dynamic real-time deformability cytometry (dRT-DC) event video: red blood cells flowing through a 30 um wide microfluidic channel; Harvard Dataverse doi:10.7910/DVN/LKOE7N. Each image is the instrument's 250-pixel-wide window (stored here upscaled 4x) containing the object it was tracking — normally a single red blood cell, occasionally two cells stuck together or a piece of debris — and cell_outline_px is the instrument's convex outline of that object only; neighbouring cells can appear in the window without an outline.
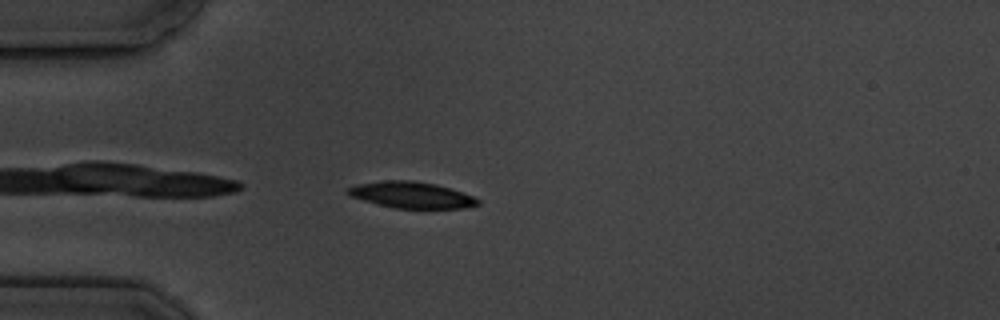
{"species": "common noctule bat (a hibernating species)", "species_latin": "Nyctalus noctula", "temperature_condition": "cold", "stored_images_in_passage": 10, "camera_frame_rate_fps": 3000, "um_per_image_px": 0.085, "animal": {"sex": "male", "body_mass_g": 19.5, "forearm_length_mm": 54.6}, "frame": {"image": 1, "passage_image": 4, "time_ms": 3.667, "image_size_px": [1000, 320], "cell_outline_px": [[480, 204], [464, 208], [396, 208], [364, 200], [352, 196], [344, 192], [348, 188], [356, 184], [384, 180], [412, 180], [436, 184], [472, 196], [480, 200]], "centroid_in_image_um": [34.96, 16.56], "position_along_channel_um": 50.0, "area_um2": 19.65}}
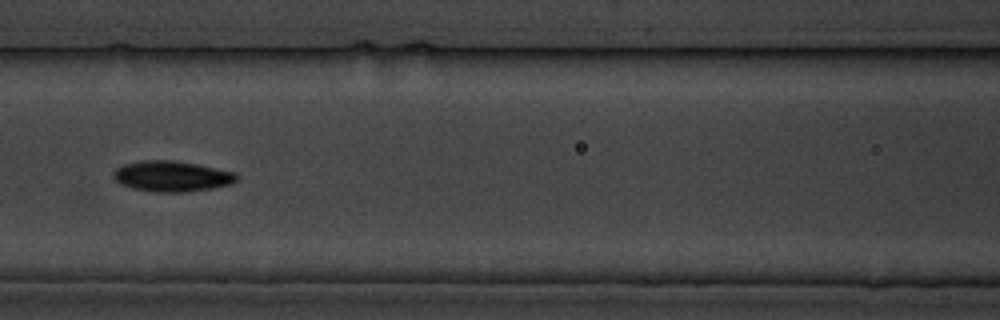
{"frame": {"image": 2, "passage_image": 7, "time_ms": 7.0, "image_size_px": [1000, 320], "cell_outline_px": [[236, 180], [232, 184], [212, 188], [184, 192], [152, 192], [132, 188], [120, 184], [112, 176], [112, 172], [116, 168], [124, 164], [144, 160], [172, 160], [196, 164], [236, 172]], "centroid_in_image_um": [14.57, 14.98], "position_along_channel_um": 152.0, "area_um2": 22.02}}
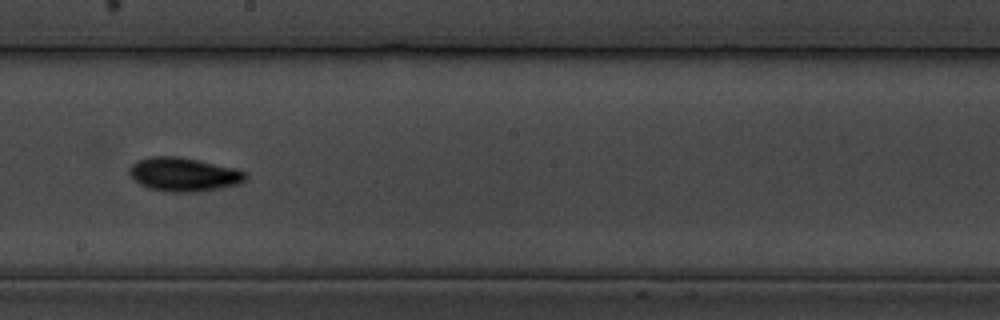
{"frame": {"image": 3, "passage_image": 9, "time_ms": 9.333, "image_size_px": [1000, 320], "cell_outline_px": [[248, 176], [240, 184], [220, 188], [196, 192], [164, 192], [148, 188], [140, 184], [128, 172], [128, 168], [132, 164], [140, 160], [152, 156], [180, 156], [236, 168], [244, 172]], "centroid_in_image_um": [15.62, 14.83], "position_along_channel_um": 232.6, "area_um2": 22.95}}